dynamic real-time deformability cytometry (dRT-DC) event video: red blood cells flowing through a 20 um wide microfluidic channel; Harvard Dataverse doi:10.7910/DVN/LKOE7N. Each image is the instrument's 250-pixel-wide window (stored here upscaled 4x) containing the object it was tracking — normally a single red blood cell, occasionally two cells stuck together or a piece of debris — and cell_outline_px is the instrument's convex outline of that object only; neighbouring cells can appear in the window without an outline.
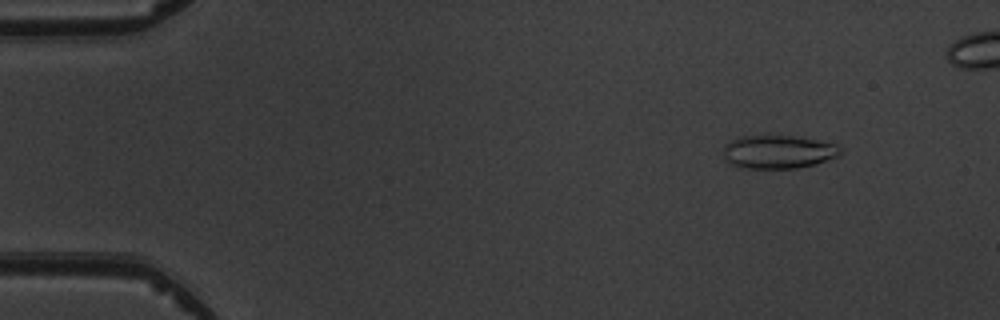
{"species": "common noctule bat (a hibernating species)", "species_latin": "Nyctalus noctula", "temperature_condition": "warm", "stored_images_in_passage": 6, "camera_frame_rate_fps": 3000, "um_per_image_px": 0.085, "animal": {"sex": "male", "body_mass_g": 19.5, "forearm_length_mm": 54.6}, "frame": {"image": 1, "passage_image": 2, "time_ms": 1.0, "image_size_px": [1000, 320], "cell_outline_px": [[840, 156], [812, 164], [796, 168], [740, 168], [728, 164], [724, 156], [724, 148], [732, 140], [744, 136], [792, 136], [816, 140], [832, 144], [840, 148]], "centroid_in_image_um": [66.1, 12.92], "position_along_channel_um": 18.9, "area_um2": 22.31}}